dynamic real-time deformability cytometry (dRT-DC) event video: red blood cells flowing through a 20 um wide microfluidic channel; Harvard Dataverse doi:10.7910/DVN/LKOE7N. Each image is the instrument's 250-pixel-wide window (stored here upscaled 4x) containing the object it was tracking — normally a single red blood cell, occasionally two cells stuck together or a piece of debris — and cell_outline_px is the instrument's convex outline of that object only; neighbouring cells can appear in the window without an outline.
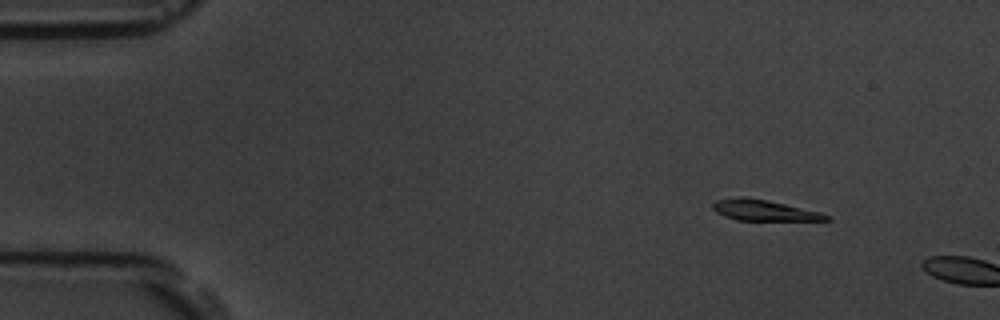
{"species": "common noctule bat (a hibernating species)", "species_latin": "Nyctalus noctula", "temperature_condition": "room temperature", "stored_images_in_passage": 3, "camera_frame_rate_fps": 3000, "um_per_image_px": 0.085, "animal": {"sex": "male", "body_mass_g": 19.5, "forearm_length_mm": 54.6}, "frame": {"image": 1, "passage_image": 1, "time_ms": 0.0, "image_size_px": [1000, 320], "cell_outline_px": [[832, 220], [736, 220], [724, 216], [716, 212], [712, 208], [712, 204], [716, 200], [740, 196], [768, 200], [820, 212], [828, 216]], "centroid_in_image_um": [64.88, 17.87], "position_along_channel_um": 20.1, "area_um2": 13.64}}